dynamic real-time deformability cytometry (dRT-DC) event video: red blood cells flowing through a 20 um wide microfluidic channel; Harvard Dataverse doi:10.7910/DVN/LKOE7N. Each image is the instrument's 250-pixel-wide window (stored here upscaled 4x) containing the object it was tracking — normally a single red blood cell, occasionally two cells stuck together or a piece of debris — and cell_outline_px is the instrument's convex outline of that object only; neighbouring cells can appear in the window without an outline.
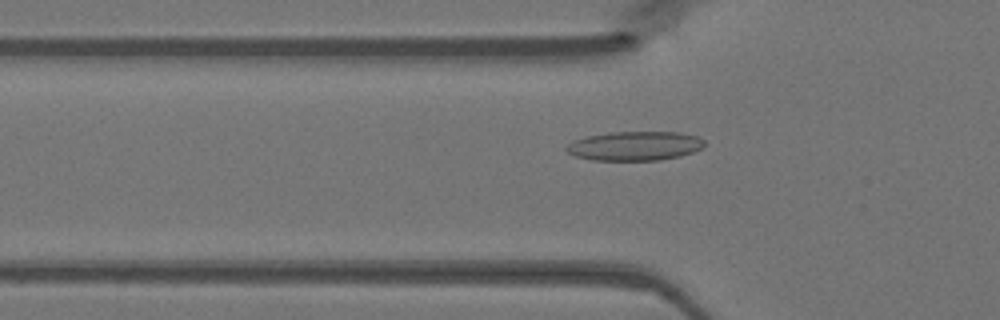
{"species": "Egyptian fruit bat (a non-hibernating species)", "species_latin": "Rousettus aegyptiacus", "temperature_condition": "warm", "stored_images_in_passage": 48, "camera_frame_rate_fps": 3000, "um_per_image_px": 0.085, "animal": {"sex": "female"}, "frame": {"image": 1, "passage_image": 16, "time_ms": 5.0, "image_size_px": [1000, 320], "cell_outline_px": [[704, 148], [680, 156], [660, 160], [592, 160], [576, 156], [568, 152], [564, 148], [572, 140], [588, 136], [608, 132], [680, 132], [696, 136], [704, 140]], "centroid_in_image_um": [53.96, 12.4], "position_along_channel_um": 71.8, "area_um2": 23.52}}
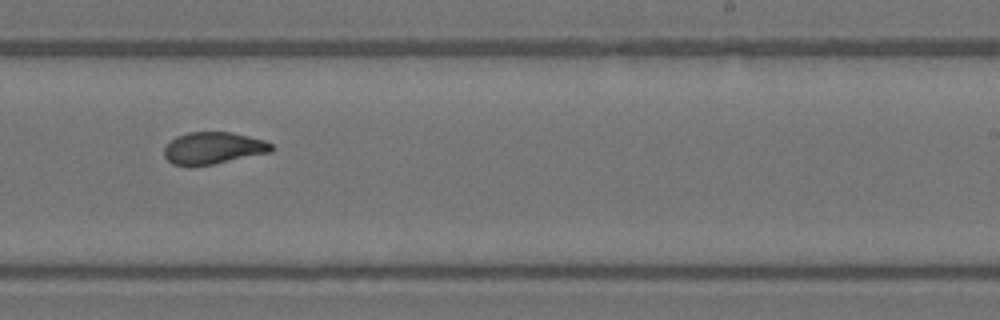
{"frame": {"image": 2, "passage_image": 30, "time_ms": 9.667, "image_size_px": [1000, 320], "cell_outline_px": [[276, 148], [272, 152], [192, 168], [188, 168], [172, 164], [164, 156], [164, 148], [176, 136], [188, 132], [232, 132], [264, 140], [272, 144]], "centroid_in_image_um": [18.11, 12.61], "position_along_channel_um": 270.9, "area_um2": 20.35}}
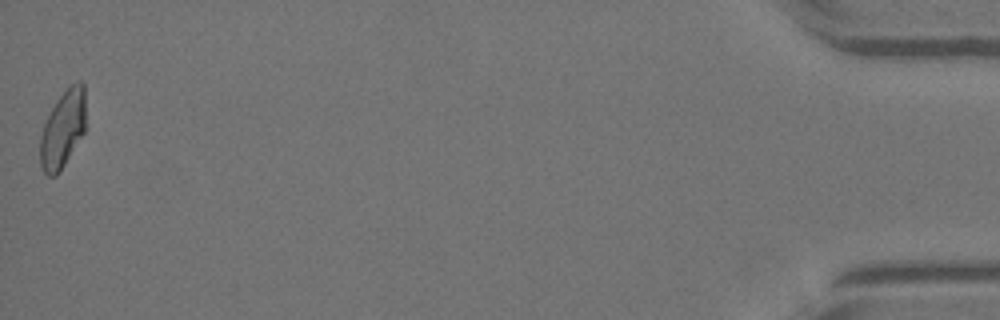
{"frame": {"image": 3, "passage_image": 48, "time_ms": 15.667, "image_size_px": [1000, 320], "cell_outline_px": [[84, 132], [60, 172], [56, 176], [48, 176], [44, 172], [40, 164], [40, 136], [44, 124], [56, 100], [76, 80], [80, 80], [84, 84]], "centroid_in_image_um": [5.32, 11.0], "position_along_channel_um": 429.9, "area_um2": 20.29}}